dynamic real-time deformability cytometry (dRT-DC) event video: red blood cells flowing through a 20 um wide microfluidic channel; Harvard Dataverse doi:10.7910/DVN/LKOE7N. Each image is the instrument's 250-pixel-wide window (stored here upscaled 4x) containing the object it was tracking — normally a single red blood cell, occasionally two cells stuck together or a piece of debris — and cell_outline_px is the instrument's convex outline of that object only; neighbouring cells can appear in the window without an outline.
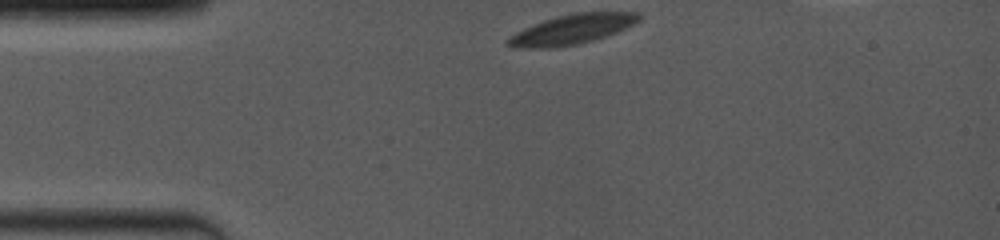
{"species": "common noctule bat (a hibernating species)", "species_latin": "Nyctalus noctula", "temperature_condition": "room temperature", "stored_images_in_passage": 49, "camera_frame_rate_fps": 4000, "um_per_image_px": 0.085, "animal": {"sex": "female", "body_mass_g": 19.0, "forearm_length_mm": 53.3}, "frame": {"image": 1, "passage_image": 1, "time_ms": 0.0, "image_size_px": [1000, 240], "cell_outline_px": [[640, 20], [616, 32], [592, 40], [576, 44], [552, 48], [516, 48], [504, 44], [504, 40], [508, 36], [524, 28], [544, 20], [556, 16], [576, 12], [640, 12]], "centroid_in_image_um": [48.54, 2.5], "position_along_channel_um": 36.5, "area_um2": 22.66}}
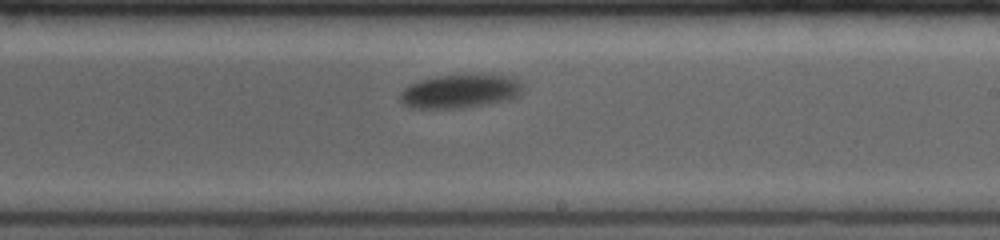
{"frame": {"image": 2, "passage_image": 28, "time_ms": 6.75, "image_size_px": [1000, 240], "cell_outline_px": [[524, 84], [520, 96], [512, 100], [460, 108], [412, 108], [404, 104], [400, 100], [400, 92], [408, 84], [420, 80], [436, 76], [508, 76]], "centroid_in_image_um": [39.1, 7.78], "position_along_channel_um": 249.9, "area_um2": 23.87}}
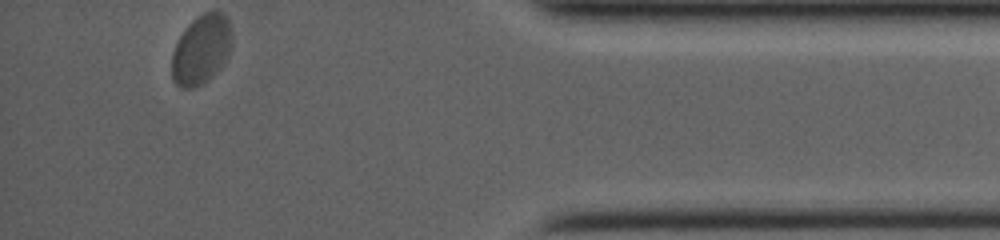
{"frame": {"image": 3, "passage_image": 49, "time_ms": 12.0, "image_size_px": [1000, 240], "cell_outline_px": [[232, 44], [228, 56], [220, 68], [208, 80], [196, 88], [180, 88], [172, 80], [172, 52], [180, 36], [188, 24], [196, 16], [204, 12], [224, 12], [228, 20], [232, 32]], "centroid_in_image_um": [17.12, 4.22], "position_along_channel_um": 418.1, "area_um2": 24.57}, "authors_computed_cell_mechanics": {"area_um2": 24.2182, "velocity_mm_per_s": 3.7454, "shape_relaxation_time_tau1_ms": 1.3448, "shape_relaxation_time_tau2_ms": null, "deformation_change_tau1": 0.064, "deformation_change_tau2": null}}